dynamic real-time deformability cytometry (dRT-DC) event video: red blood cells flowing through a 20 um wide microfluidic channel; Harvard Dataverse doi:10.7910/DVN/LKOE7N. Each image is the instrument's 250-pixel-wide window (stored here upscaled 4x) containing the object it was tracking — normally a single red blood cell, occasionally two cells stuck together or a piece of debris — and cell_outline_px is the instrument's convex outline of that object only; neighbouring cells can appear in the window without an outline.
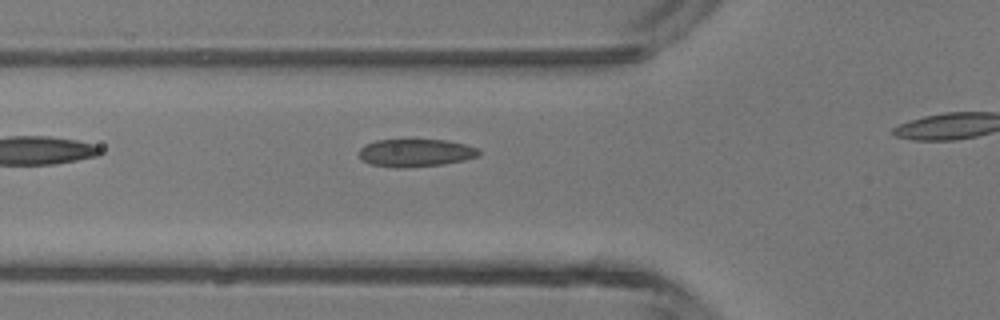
{"species": "common noctule bat (a hibernating species)", "species_latin": "Nyctalus noctula", "temperature_condition": "room temperature", "stored_images_in_passage": 4, "segment_of_instrument_passage": [1, 2], "camera_frame_rate_fps": 3000, "um_per_image_px": 0.085, "animal": {"sex": "male", "body_mass_g": 13.3}, "frame": {"image": 1, "passage_image": 3, "time_ms": 0.667, "image_size_px": [1000, 320], "cell_outline_px": [[480, 156], [464, 160], [444, 164], [400, 168], [396, 168], [368, 164], [360, 160], [360, 148], [364, 144], [376, 140], [448, 140], [464, 144], [476, 148], [480, 152]], "centroid_in_image_um": [35.29, 13.0], "position_along_channel_um": 90.5, "area_um2": 19.48}}